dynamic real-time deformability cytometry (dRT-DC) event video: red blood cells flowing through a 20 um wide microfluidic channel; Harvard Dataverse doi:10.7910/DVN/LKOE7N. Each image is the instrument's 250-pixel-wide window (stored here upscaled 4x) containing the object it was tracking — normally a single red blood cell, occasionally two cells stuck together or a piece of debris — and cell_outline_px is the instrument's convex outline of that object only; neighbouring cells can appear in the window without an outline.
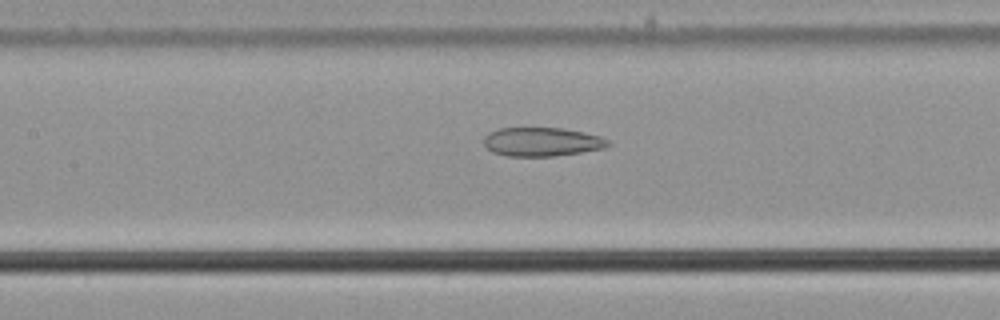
{"species": "common noctule bat (a hibernating species)", "species_latin": "Nyctalus noctula", "temperature_condition": "cold", "stored_images_in_passage": 22, "camera_frame_rate_fps": 3000, "um_per_image_px": 0.085, "animal": {"sex": "male", "body_mass_g": 21.5, "forearm_length_mm": 52.0}, "frame": {"image": 1, "passage_image": 21, "time_ms": 6.667, "image_size_px": [1000, 320], "cell_outline_px": [[612, 144], [604, 148], [556, 156], [508, 156], [492, 152], [484, 144], [484, 136], [488, 132], [496, 128], [564, 128], [584, 132], [600, 136], [608, 140]], "centroid_in_image_um": [46.05, 12.05], "position_along_channel_um": 161.3, "area_um2": 20.98}}